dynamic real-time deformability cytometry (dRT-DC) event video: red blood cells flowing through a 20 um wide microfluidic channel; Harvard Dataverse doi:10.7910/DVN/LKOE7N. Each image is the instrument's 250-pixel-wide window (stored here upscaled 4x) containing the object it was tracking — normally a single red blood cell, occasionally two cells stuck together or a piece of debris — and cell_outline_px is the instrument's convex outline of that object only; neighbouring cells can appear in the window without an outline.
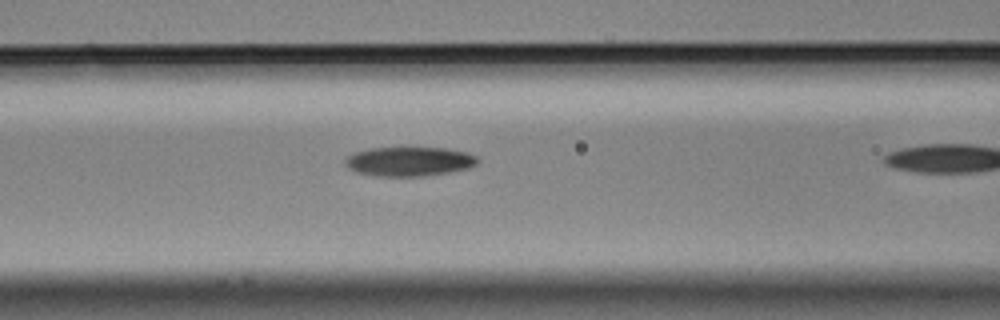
{"species": "Egyptian fruit bat (a non-hibernating species)", "species_latin": "Rousettus aegyptiacus", "temperature_condition": "cold", "stored_images_in_passage": 15, "camera_frame_rate_fps": 3000, "um_per_image_px": 0.085, "animal": {"sex": "male"}, "frame": {"image": 1, "passage_image": 11, "time_ms": 3.333, "image_size_px": [1000, 320], "cell_outline_px": [[476, 164], [468, 168], [448, 172], [420, 176], [380, 176], [356, 172], [348, 168], [344, 164], [344, 160], [352, 152], [368, 148], [448, 148], [468, 152], [476, 156]], "centroid_in_image_um": [34.73, 13.71], "position_along_channel_um": 131.9, "area_um2": 22.54}}